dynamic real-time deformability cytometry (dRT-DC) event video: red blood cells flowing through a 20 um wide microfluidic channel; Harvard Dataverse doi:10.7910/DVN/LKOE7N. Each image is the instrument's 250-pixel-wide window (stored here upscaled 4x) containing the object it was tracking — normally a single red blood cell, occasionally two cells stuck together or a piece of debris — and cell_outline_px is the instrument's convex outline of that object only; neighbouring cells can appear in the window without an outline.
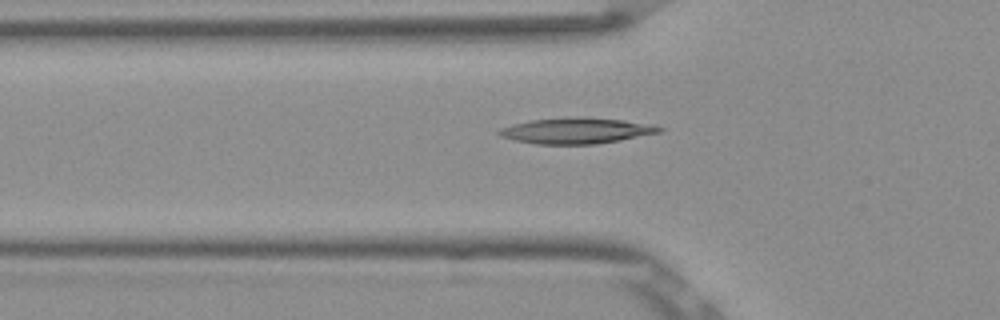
{"species": "Egyptian fruit bat (a non-hibernating species)", "species_latin": "Rousettus aegyptiacus", "temperature_condition": "room temperature", "stored_images_in_passage": 39, "camera_frame_rate_fps": 3000, "um_per_image_px": 0.085, "frame": {"image": 1, "passage_image": 6, "time_ms": 1.667, "image_size_px": [1000, 320], "cell_outline_px": [[664, 128], [660, 132], [620, 140], [596, 144], [536, 144], [512, 140], [500, 136], [496, 132], [500, 128], [512, 124], [532, 120], [576, 116], [588, 116], [624, 120], [656, 124]], "centroid_in_image_um": [49.0, 11.09], "position_along_channel_um": 76.8, "area_um2": 24.51}}
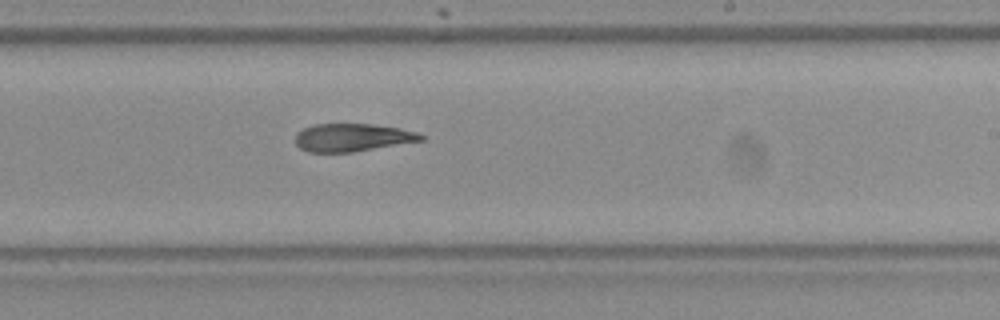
{"frame": {"image": 2, "passage_image": 20, "time_ms": 6.333, "image_size_px": [1000, 320], "cell_outline_px": [[424, 140], [352, 152], [308, 152], [300, 148], [296, 144], [296, 132], [304, 128], [316, 124], [372, 124], [400, 128], [416, 132], [424, 136]], "centroid_in_image_um": [29.94, 11.68], "position_along_channel_um": 259.1, "area_um2": 20.29}}
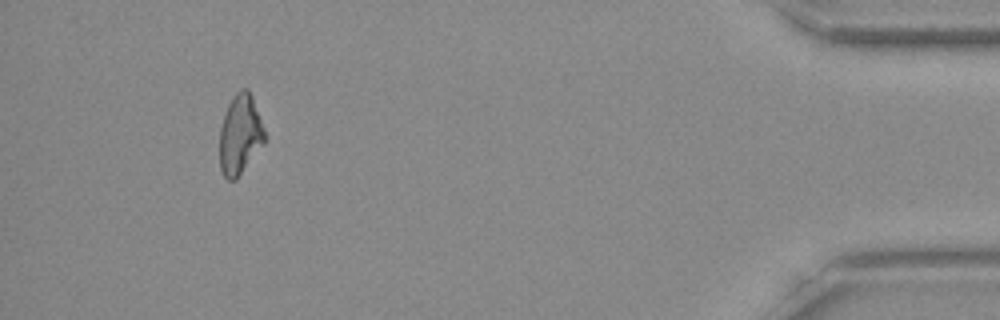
{"frame": {"image": 3, "passage_image": 37, "time_ms": 12.0, "image_size_px": [1000, 320], "cell_outline_px": [[264, 144], [236, 180], [228, 180], [224, 176], [220, 168], [220, 128], [228, 104], [232, 96], [240, 88], [248, 88], [252, 96], [264, 128]], "centroid_in_image_um": [20.4, 11.43], "position_along_channel_um": 414.8, "area_um2": 20.92}, "authors_computed_cell_mechanics": {"area_um2": 21.5594, "velocity_mm_per_s": 3.8909, "shape_relaxation_time_tau1_ms": 9.9699, "shape_relaxation_time_tau2_ms": 7.9631, "deformation_change_tau1": 0.2521, "deformation_change_tau2": 0.206}}